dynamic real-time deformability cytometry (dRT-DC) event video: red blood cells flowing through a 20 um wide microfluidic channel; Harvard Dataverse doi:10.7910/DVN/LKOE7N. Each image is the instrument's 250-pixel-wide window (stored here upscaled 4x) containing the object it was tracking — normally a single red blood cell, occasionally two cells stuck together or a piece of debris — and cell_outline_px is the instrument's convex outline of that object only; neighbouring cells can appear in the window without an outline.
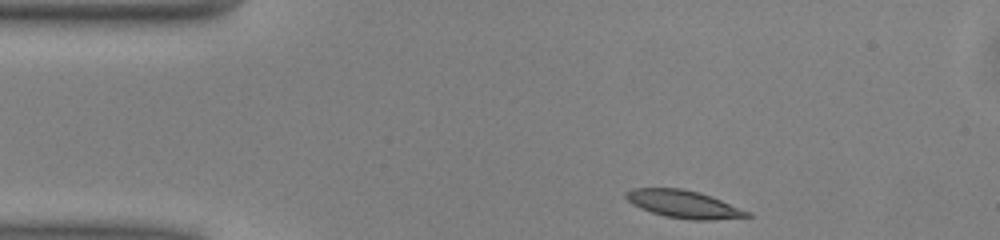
{"species": "common noctule bat (a hibernating species)", "species_latin": "Nyctalus noctula", "temperature_condition": "warm", "stored_images_in_passage": 43, "camera_frame_rate_fps": 3000, "um_per_image_px": 0.085, "animal": {"sex": "male", "body_mass_g": 13.0, "forearm_length_mm": 53.1}, "frame": {"image": 1, "passage_image": 1, "time_ms": 0.0, "image_size_px": [1000, 240], "cell_outline_px": [[752, 216], [712, 220], [692, 220], [664, 216], [640, 208], [632, 204], [624, 196], [624, 192], [632, 188], [680, 188], [700, 192], [712, 196], [752, 212]], "centroid_in_image_um": [58.13, 17.35], "position_along_channel_um": 26.9, "area_um2": 19.71}}
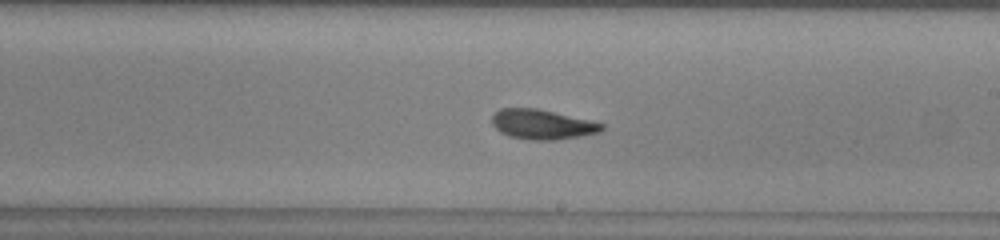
{"frame": {"image": 2, "passage_image": 21, "time_ms": 6.667, "image_size_px": [1000, 240], "cell_outline_px": [[604, 128], [600, 132], [580, 136], [556, 140], [532, 140], [508, 136], [500, 132], [492, 124], [492, 116], [500, 108], [536, 108], [588, 120], [604, 124]], "centroid_in_image_um": [46.06, 10.58], "position_along_channel_um": 242.9, "area_um2": 18.9}}
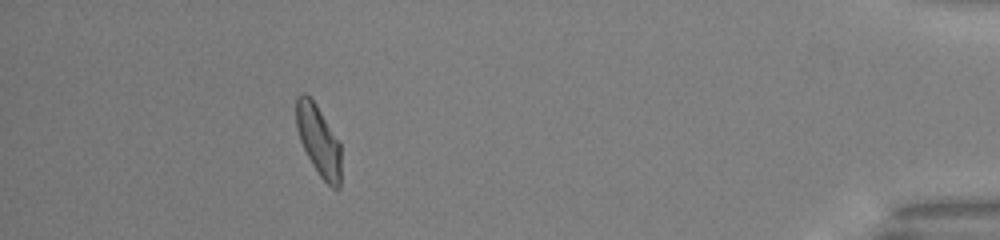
{"frame": {"image": 3, "passage_image": 38, "time_ms": 12.333, "image_size_px": [1000, 240], "cell_outline_px": [[340, 188], [332, 188], [320, 176], [312, 164], [300, 140], [296, 128], [296, 96], [300, 92], [304, 92], [316, 104], [340, 144]], "centroid_in_image_um": [27.05, 11.92], "position_along_channel_um": 408.1, "area_um2": 18.15}, "authors_computed_cell_mechanics": {"area_um2": 19.0162, "velocity_mm_per_s": 4.0468, "shape_relaxation_time_tau1_ms": 4.316, "shape_relaxation_time_tau2_ms": 2.3658, "deformation_change_tau1": 0.146, "deformation_change_tau2": 0.0846}}